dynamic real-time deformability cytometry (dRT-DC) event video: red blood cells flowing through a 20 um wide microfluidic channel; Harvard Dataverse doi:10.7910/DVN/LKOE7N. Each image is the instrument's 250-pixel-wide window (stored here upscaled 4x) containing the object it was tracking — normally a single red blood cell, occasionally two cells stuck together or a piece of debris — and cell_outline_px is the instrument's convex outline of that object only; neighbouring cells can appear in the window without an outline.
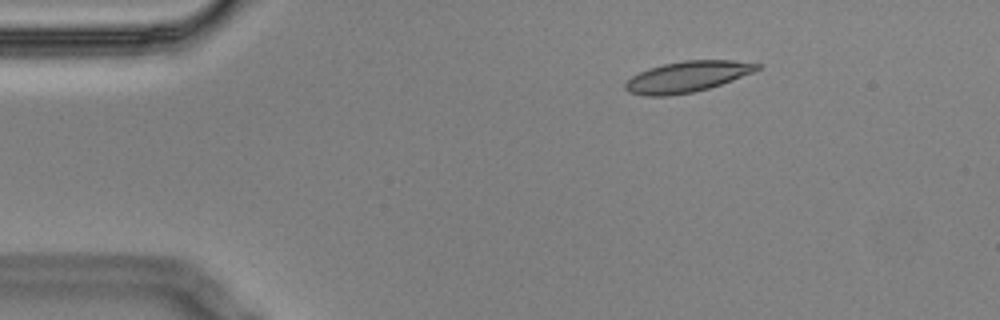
{"species": "Egyptian fruit bat (a non-hibernating species)", "species_latin": "Rousettus aegyptiacus", "temperature_condition": "cold", "stored_images_in_passage": 4, "camera_frame_rate_fps": 3000, "um_per_image_px": 0.085, "animal": {"sex": "male"}, "frame": {"image": 1, "passage_image": 2, "time_ms": 0.333, "image_size_px": [1000, 320], "cell_outline_px": [[764, 64], [760, 68], [752, 72], [732, 80], [708, 88], [692, 92], [668, 96], [644, 96], [628, 92], [624, 88], [624, 84], [632, 76], [648, 68], [664, 64], [684, 60], [732, 60]], "centroid_in_image_um": [58.39, 6.52], "position_along_channel_um": 26.6, "area_um2": 23.64}}